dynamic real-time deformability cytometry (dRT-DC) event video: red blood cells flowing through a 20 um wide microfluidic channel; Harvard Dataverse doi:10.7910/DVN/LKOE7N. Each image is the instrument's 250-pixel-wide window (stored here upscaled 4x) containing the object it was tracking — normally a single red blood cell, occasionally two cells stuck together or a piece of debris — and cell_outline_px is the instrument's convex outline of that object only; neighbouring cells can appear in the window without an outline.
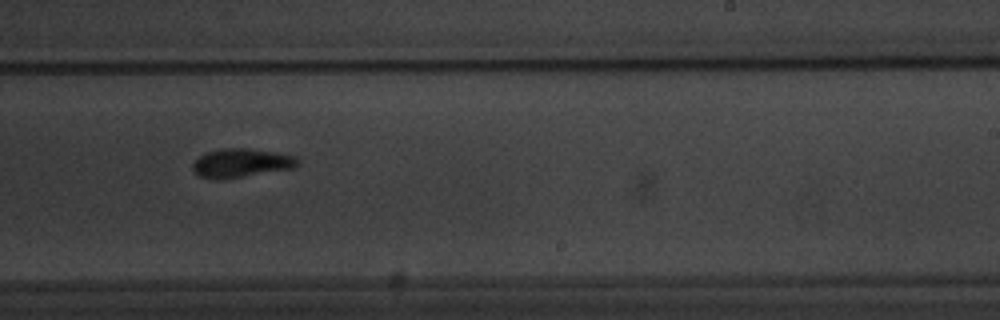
{"species": "common noctule bat (a hibernating species)", "species_latin": "Nyctalus noctula", "temperature_condition": "warm", "stored_images_in_passage": 23, "camera_frame_rate_fps": 3000, "um_per_image_px": 0.085, "animal": {"sex": "male", "body_mass_g": 20.1, "forearm_length_mm": 53.5}, "frame": {"image": 1, "passage_image": 17, "time_ms": 5.333, "image_size_px": [1000, 320], "cell_outline_px": [[300, 164], [296, 168], [240, 176], [200, 176], [192, 172], [192, 164], [200, 156], [208, 152], [224, 148], [248, 148], [276, 152], [296, 156], [300, 160]], "centroid_in_image_um": [20.6, 13.8], "position_along_channel_um": 268.4, "area_um2": 16.99}}
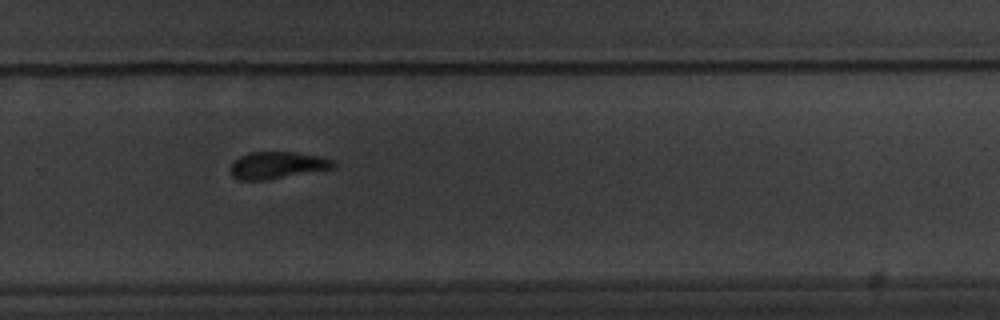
{"frame": {"image": 2, "passage_image": 20, "time_ms": 6.333, "image_size_px": [1000, 320], "cell_outline_px": [[336, 164], [332, 168], [268, 180], [240, 180], [232, 176], [232, 164], [240, 156], [248, 152], [296, 152], [320, 156], [332, 160]], "centroid_in_image_um": [23.57, 14.04], "position_along_channel_um": 306.2, "area_um2": 16.01}}